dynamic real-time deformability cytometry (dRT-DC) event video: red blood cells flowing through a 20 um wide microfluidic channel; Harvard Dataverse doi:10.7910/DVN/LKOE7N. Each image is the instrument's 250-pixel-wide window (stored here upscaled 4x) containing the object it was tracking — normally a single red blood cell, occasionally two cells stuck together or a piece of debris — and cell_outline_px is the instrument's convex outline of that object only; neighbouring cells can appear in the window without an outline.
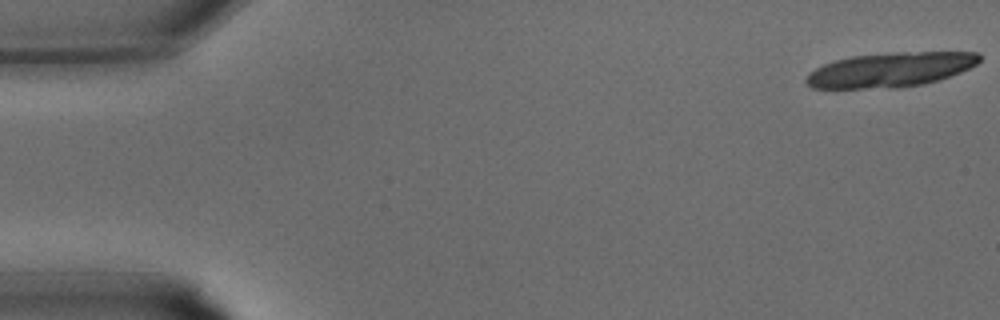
{"species": "common noctule bat (a hibernating species)", "species_latin": "Nyctalus noctula", "temperature_condition": "warm", "stored_images_in_passage": 12, "camera_frame_rate_fps": 3000, "um_per_image_px": 0.085, "animal": {"sex": "male", "body_mass_g": 15.6}, "frame": {"image": 1, "passage_image": 1, "time_ms": 0.0, "image_size_px": [1000, 320], "cell_outline_px": [[980, 60], [976, 64], [960, 72], [940, 80], [924, 84], [896, 88], [812, 88], [804, 80], [808, 72], [824, 64], [836, 60], [852, 56], [896, 52], [980, 52]], "centroid_in_image_um": [75.68, 5.93], "position_along_channel_um": 9.3, "area_um2": 34.91}}